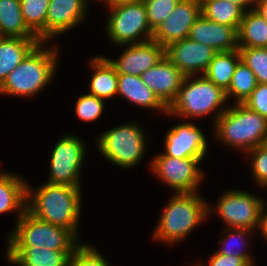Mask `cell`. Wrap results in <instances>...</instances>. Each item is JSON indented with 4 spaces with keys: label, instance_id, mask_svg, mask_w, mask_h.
I'll list each match as a JSON object with an SVG mask.
<instances>
[{
    "label": "cell",
    "instance_id": "6da1fadb",
    "mask_svg": "<svg viewBox=\"0 0 267 266\" xmlns=\"http://www.w3.org/2000/svg\"><path fill=\"white\" fill-rule=\"evenodd\" d=\"M28 184L26 183V210L42 221L70 230L78 238L81 186L46 182L33 189Z\"/></svg>",
    "mask_w": 267,
    "mask_h": 266
},
{
    "label": "cell",
    "instance_id": "7a4b0ae2",
    "mask_svg": "<svg viewBox=\"0 0 267 266\" xmlns=\"http://www.w3.org/2000/svg\"><path fill=\"white\" fill-rule=\"evenodd\" d=\"M46 42H39L23 61L7 75L0 85V95L20 97L34 96L53 80L58 65V49L43 47ZM43 44V45H42Z\"/></svg>",
    "mask_w": 267,
    "mask_h": 266
},
{
    "label": "cell",
    "instance_id": "3957f363",
    "mask_svg": "<svg viewBox=\"0 0 267 266\" xmlns=\"http://www.w3.org/2000/svg\"><path fill=\"white\" fill-rule=\"evenodd\" d=\"M210 206L198 192L173 194L161 212L154 240L177 244L208 218Z\"/></svg>",
    "mask_w": 267,
    "mask_h": 266
},
{
    "label": "cell",
    "instance_id": "277c9868",
    "mask_svg": "<svg viewBox=\"0 0 267 266\" xmlns=\"http://www.w3.org/2000/svg\"><path fill=\"white\" fill-rule=\"evenodd\" d=\"M214 135L230 148L248 152L267 142V120L244 104L229 106L214 123Z\"/></svg>",
    "mask_w": 267,
    "mask_h": 266
},
{
    "label": "cell",
    "instance_id": "5b68a950",
    "mask_svg": "<svg viewBox=\"0 0 267 266\" xmlns=\"http://www.w3.org/2000/svg\"><path fill=\"white\" fill-rule=\"evenodd\" d=\"M227 101L226 92L204 75L185 76L176 99L168 108L167 115L169 117L171 115L185 117L184 119H200L215 113V117H213L215 123L217 118L228 108L224 105Z\"/></svg>",
    "mask_w": 267,
    "mask_h": 266
},
{
    "label": "cell",
    "instance_id": "8992f818",
    "mask_svg": "<svg viewBox=\"0 0 267 266\" xmlns=\"http://www.w3.org/2000/svg\"><path fill=\"white\" fill-rule=\"evenodd\" d=\"M14 231L7 234L8 246H36L54 251H74L80 244L68 229L42 221L25 210Z\"/></svg>",
    "mask_w": 267,
    "mask_h": 266
},
{
    "label": "cell",
    "instance_id": "52a82bcc",
    "mask_svg": "<svg viewBox=\"0 0 267 266\" xmlns=\"http://www.w3.org/2000/svg\"><path fill=\"white\" fill-rule=\"evenodd\" d=\"M129 123L108 129L97 138L99 152L115 166L125 169L141 162L148 144L141 125Z\"/></svg>",
    "mask_w": 267,
    "mask_h": 266
},
{
    "label": "cell",
    "instance_id": "ba28073f",
    "mask_svg": "<svg viewBox=\"0 0 267 266\" xmlns=\"http://www.w3.org/2000/svg\"><path fill=\"white\" fill-rule=\"evenodd\" d=\"M108 8L110 15L106 21V34L114 45L125 46L152 40L153 31L143 1Z\"/></svg>",
    "mask_w": 267,
    "mask_h": 266
},
{
    "label": "cell",
    "instance_id": "9c48e42d",
    "mask_svg": "<svg viewBox=\"0 0 267 266\" xmlns=\"http://www.w3.org/2000/svg\"><path fill=\"white\" fill-rule=\"evenodd\" d=\"M253 193L228 190L218 199L215 211L229 228H244L261 232L267 203Z\"/></svg>",
    "mask_w": 267,
    "mask_h": 266
},
{
    "label": "cell",
    "instance_id": "30bf717a",
    "mask_svg": "<svg viewBox=\"0 0 267 266\" xmlns=\"http://www.w3.org/2000/svg\"><path fill=\"white\" fill-rule=\"evenodd\" d=\"M86 146L81 138L66 134L51 151L49 164L50 184L81 186L80 174L86 156Z\"/></svg>",
    "mask_w": 267,
    "mask_h": 266
},
{
    "label": "cell",
    "instance_id": "8fae6325",
    "mask_svg": "<svg viewBox=\"0 0 267 266\" xmlns=\"http://www.w3.org/2000/svg\"><path fill=\"white\" fill-rule=\"evenodd\" d=\"M150 161L153 175L162 180L176 193L197 192L204 171L198 165L204 158H176L164 153L155 155Z\"/></svg>",
    "mask_w": 267,
    "mask_h": 266
},
{
    "label": "cell",
    "instance_id": "7c38bea8",
    "mask_svg": "<svg viewBox=\"0 0 267 266\" xmlns=\"http://www.w3.org/2000/svg\"><path fill=\"white\" fill-rule=\"evenodd\" d=\"M200 0H180L171 14L153 32L152 40L166 48L188 38L190 28L201 16Z\"/></svg>",
    "mask_w": 267,
    "mask_h": 266
},
{
    "label": "cell",
    "instance_id": "4fadbf2b",
    "mask_svg": "<svg viewBox=\"0 0 267 266\" xmlns=\"http://www.w3.org/2000/svg\"><path fill=\"white\" fill-rule=\"evenodd\" d=\"M217 51L189 38L174 42L165 48V56L185 76L203 75Z\"/></svg>",
    "mask_w": 267,
    "mask_h": 266
},
{
    "label": "cell",
    "instance_id": "5bb4252c",
    "mask_svg": "<svg viewBox=\"0 0 267 266\" xmlns=\"http://www.w3.org/2000/svg\"><path fill=\"white\" fill-rule=\"evenodd\" d=\"M206 139L202 129L195 124L179 123L167 132L163 153L176 158H204L208 151Z\"/></svg>",
    "mask_w": 267,
    "mask_h": 266
},
{
    "label": "cell",
    "instance_id": "9a60e30c",
    "mask_svg": "<svg viewBox=\"0 0 267 266\" xmlns=\"http://www.w3.org/2000/svg\"><path fill=\"white\" fill-rule=\"evenodd\" d=\"M126 46L118 59L107 58L117 73L140 76L165 56V48L154 40Z\"/></svg>",
    "mask_w": 267,
    "mask_h": 266
},
{
    "label": "cell",
    "instance_id": "2e32d148",
    "mask_svg": "<svg viewBox=\"0 0 267 266\" xmlns=\"http://www.w3.org/2000/svg\"><path fill=\"white\" fill-rule=\"evenodd\" d=\"M143 82L167 107L174 102L185 75L166 56L140 75Z\"/></svg>",
    "mask_w": 267,
    "mask_h": 266
},
{
    "label": "cell",
    "instance_id": "e0dca14e",
    "mask_svg": "<svg viewBox=\"0 0 267 266\" xmlns=\"http://www.w3.org/2000/svg\"><path fill=\"white\" fill-rule=\"evenodd\" d=\"M88 0H50L46 20V42L75 28L88 10ZM87 9V10H86Z\"/></svg>",
    "mask_w": 267,
    "mask_h": 266
},
{
    "label": "cell",
    "instance_id": "ac0fdd59",
    "mask_svg": "<svg viewBox=\"0 0 267 266\" xmlns=\"http://www.w3.org/2000/svg\"><path fill=\"white\" fill-rule=\"evenodd\" d=\"M188 38L205 44L217 52L239 48L238 29L205 18L202 14L190 28Z\"/></svg>",
    "mask_w": 267,
    "mask_h": 266
},
{
    "label": "cell",
    "instance_id": "d6986e66",
    "mask_svg": "<svg viewBox=\"0 0 267 266\" xmlns=\"http://www.w3.org/2000/svg\"><path fill=\"white\" fill-rule=\"evenodd\" d=\"M73 251H54L36 246H7L6 259L17 266H69Z\"/></svg>",
    "mask_w": 267,
    "mask_h": 266
},
{
    "label": "cell",
    "instance_id": "ffe728a7",
    "mask_svg": "<svg viewBox=\"0 0 267 266\" xmlns=\"http://www.w3.org/2000/svg\"><path fill=\"white\" fill-rule=\"evenodd\" d=\"M143 108L163 111L168 108L159 100L155 93L143 82L140 76L118 73L117 96Z\"/></svg>",
    "mask_w": 267,
    "mask_h": 266
},
{
    "label": "cell",
    "instance_id": "44dd1931",
    "mask_svg": "<svg viewBox=\"0 0 267 266\" xmlns=\"http://www.w3.org/2000/svg\"><path fill=\"white\" fill-rule=\"evenodd\" d=\"M39 42L38 38L0 36V85Z\"/></svg>",
    "mask_w": 267,
    "mask_h": 266
},
{
    "label": "cell",
    "instance_id": "7402d4cb",
    "mask_svg": "<svg viewBox=\"0 0 267 266\" xmlns=\"http://www.w3.org/2000/svg\"><path fill=\"white\" fill-rule=\"evenodd\" d=\"M93 75L89 83V93L98 98L109 100L117 96L118 73L107 57L95 56L90 61Z\"/></svg>",
    "mask_w": 267,
    "mask_h": 266
},
{
    "label": "cell",
    "instance_id": "603a6c76",
    "mask_svg": "<svg viewBox=\"0 0 267 266\" xmlns=\"http://www.w3.org/2000/svg\"><path fill=\"white\" fill-rule=\"evenodd\" d=\"M26 183L18 174L0 173V214L18 210L17 220L22 216L26 210Z\"/></svg>",
    "mask_w": 267,
    "mask_h": 266
},
{
    "label": "cell",
    "instance_id": "cb8c5ba5",
    "mask_svg": "<svg viewBox=\"0 0 267 266\" xmlns=\"http://www.w3.org/2000/svg\"><path fill=\"white\" fill-rule=\"evenodd\" d=\"M239 48L267 47V21L255 9L243 14L238 29Z\"/></svg>",
    "mask_w": 267,
    "mask_h": 266
},
{
    "label": "cell",
    "instance_id": "d4e9b609",
    "mask_svg": "<svg viewBox=\"0 0 267 266\" xmlns=\"http://www.w3.org/2000/svg\"><path fill=\"white\" fill-rule=\"evenodd\" d=\"M0 36L38 38L24 22L20 0H0Z\"/></svg>",
    "mask_w": 267,
    "mask_h": 266
},
{
    "label": "cell",
    "instance_id": "484cf974",
    "mask_svg": "<svg viewBox=\"0 0 267 266\" xmlns=\"http://www.w3.org/2000/svg\"><path fill=\"white\" fill-rule=\"evenodd\" d=\"M240 61L239 49L217 52L203 75L226 92Z\"/></svg>",
    "mask_w": 267,
    "mask_h": 266
},
{
    "label": "cell",
    "instance_id": "4316f807",
    "mask_svg": "<svg viewBox=\"0 0 267 266\" xmlns=\"http://www.w3.org/2000/svg\"><path fill=\"white\" fill-rule=\"evenodd\" d=\"M202 15L214 22L239 29L244 11L228 0H200Z\"/></svg>",
    "mask_w": 267,
    "mask_h": 266
},
{
    "label": "cell",
    "instance_id": "83f0119b",
    "mask_svg": "<svg viewBox=\"0 0 267 266\" xmlns=\"http://www.w3.org/2000/svg\"><path fill=\"white\" fill-rule=\"evenodd\" d=\"M26 26L42 42H46V20L50 0H20Z\"/></svg>",
    "mask_w": 267,
    "mask_h": 266
},
{
    "label": "cell",
    "instance_id": "f1b7e54d",
    "mask_svg": "<svg viewBox=\"0 0 267 266\" xmlns=\"http://www.w3.org/2000/svg\"><path fill=\"white\" fill-rule=\"evenodd\" d=\"M257 84L254 72L241 60L226 91L227 99L231 97V99L234 98L236 104H243L250 97Z\"/></svg>",
    "mask_w": 267,
    "mask_h": 266
},
{
    "label": "cell",
    "instance_id": "f546056e",
    "mask_svg": "<svg viewBox=\"0 0 267 266\" xmlns=\"http://www.w3.org/2000/svg\"><path fill=\"white\" fill-rule=\"evenodd\" d=\"M223 233H225L226 236L222 237V239L220 240L222 246L220 247L221 249L217 251V253H220L221 255H227V256L233 255L234 257H252L250 255L251 253L248 254L247 250L245 251L244 249L248 247V244H247L248 242H246L245 236L251 235V237H253L252 236L254 234L253 230L244 229V228L227 227L225 228V230H223ZM236 246L237 247L240 246V247L237 248Z\"/></svg>",
    "mask_w": 267,
    "mask_h": 266
},
{
    "label": "cell",
    "instance_id": "4dcf8cb0",
    "mask_svg": "<svg viewBox=\"0 0 267 266\" xmlns=\"http://www.w3.org/2000/svg\"><path fill=\"white\" fill-rule=\"evenodd\" d=\"M241 60L254 72L258 84H267V47L238 48Z\"/></svg>",
    "mask_w": 267,
    "mask_h": 266
},
{
    "label": "cell",
    "instance_id": "1f68e13d",
    "mask_svg": "<svg viewBox=\"0 0 267 266\" xmlns=\"http://www.w3.org/2000/svg\"><path fill=\"white\" fill-rule=\"evenodd\" d=\"M106 100L91 94H82L76 100L75 113L83 122H93L97 120L104 111Z\"/></svg>",
    "mask_w": 267,
    "mask_h": 266
},
{
    "label": "cell",
    "instance_id": "d6a6232c",
    "mask_svg": "<svg viewBox=\"0 0 267 266\" xmlns=\"http://www.w3.org/2000/svg\"><path fill=\"white\" fill-rule=\"evenodd\" d=\"M69 266H110V264L95 247L81 242L73 251Z\"/></svg>",
    "mask_w": 267,
    "mask_h": 266
},
{
    "label": "cell",
    "instance_id": "836d02e7",
    "mask_svg": "<svg viewBox=\"0 0 267 266\" xmlns=\"http://www.w3.org/2000/svg\"><path fill=\"white\" fill-rule=\"evenodd\" d=\"M180 0H143L148 23L154 32L157 27L171 14Z\"/></svg>",
    "mask_w": 267,
    "mask_h": 266
},
{
    "label": "cell",
    "instance_id": "e575fe53",
    "mask_svg": "<svg viewBox=\"0 0 267 266\" xmlns=\"http://www.w3.org/2000/svg\"><path fill=\"white\" fill-rule=\"evenodd\" d=\"M245 154L251 157V174L257 185L267 187V142L259 145Z\"/></svg>",
    "mask_w": 267,
    "mask_h": 266
},
{
    "label": "cell",
    "instance_id": "d590c367",
    "mask_svg": "<svg viewBox=\"0 0 267 266\" xmlns=\"http://www.w3.org/2000/svg\"><path fill=\"white\" fill-rule=\"evenodd\" d=\"M243 104L267 120V84H257L250 97Z\"/></svg>",
    "mask_w": 267,
    "mask_h": 266
},
{
    "label": "cell",
    "instance_id": "8d00e7d4",
    "mask_svg": "<svg viewBox=\"0 0 267 266\" xmlns=\"http://www.w3.org/2000/svg\"><path fill=\"white\" fill-rule=\"evenodd\" d=\"M252 257H234L213 253L209 259V266H254ZM194 266H203L201 263Z\"/></svg>",
    "mask_w": 267,
    "mask_h": 266
},
{
    "label": "cell",
    "instance_id": "74e56055",
    "mask_svg": "<svg viewBox=\"0 0 267 266\" xmlns=\"http://www.w3.org/2000/svg\"><path fill=\"white\" fill-rule=\"evenodd\" d=\"M228 1L234 3L235 5H238L244 12L255 8V0H228ZM249 6L251 8H249Z\"/></svg>",
    "mask_w": 267,
    "mask_h": 266
},
{
    "label": "cell",
    "instance_id": "f35d334b",
    "mask_svg": "<svg viewBox=\"0 0 267 266\" xmlns=\"http://www.w3.org/2000/svg\"><path fill=\"white\" fill-rule=\"evenodd\" d=\"M254 9L267 21V0H255Z\"/></svg>",
    "mask_w": 267,
    "mask_h": 266
},
{
    "label": "cell",
    "instance_id": "ab89813d",
    "mask_svg": "<svg viewBox=\"0 0 267 266\" xmlns=\"http://www.w3.org/2000/svg\"><path fill=\"white\" fill-rule=\"evenodd\" d=\"M140 1H143V0H103L104 4L106 3L108 7L116 6V5L124 4V3H135V2H140Z\"/></svg>",
    "mask_w": 267,
    "mask_h": 266
},
{
    "label": "cell",
    "instance_id": "60d3db41",
    "mask_svg": "<svg viewBox=\"0 0 267 266\" xmlns=\"http://www.w3.org/2000/svg\"><path fill=\"white\" fill-rule=\"evenodd\" d=\"M261 236L266 240L267 244V210L265 209L264 216H263V223H262V229H261Z\"/></svg>",
    "mask_w": 267,
    "mask_h": 266
}]
</instances>
